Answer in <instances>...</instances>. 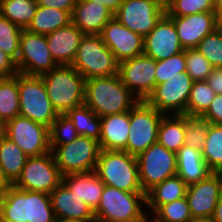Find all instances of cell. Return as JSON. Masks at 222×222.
<instances>
[{
    "label": "cell",
    "instance_id": "cell-2",
    "mask_svg": "<svg viewBox=\"0 0 222 222\" xmlns=\"http://www.w3.org/2000/svg\"><path fill=\"white\" fill-rule=\"evenodd\" d=\"M3 222H55L49 194L23 190L11 185L0 201Z\"/></svg>",
    "mask_w": 222,
    "mask_h": 222
},
{
    "label": "cell",
    "instance_id": "cell-44",
    "mask_svg": "<svg viewBox=\"0 0 222 222\" xmlns=\"http://www.w3.org/2000/svg\"><path fill=\"white\" fill-rule=\"evenodd\" d=\"M203 115L210 124L222 125V94H216L208 110Z\"/></svg>",
    "mask_w": 222,
    "mask_h": 222
},
{
    "label": "cell",
    "instance_id": "cell-12",
    "mask_svg": "<svg viewBox=\"0 0 222 222\" xmlns=\"http://www.w3.org/2000/svg\"><path fill=\"white\" fill-rule=\"evenodd\" d=\"M62 174L52 152L28 157L22 173L13 184L23 190L50 194L61 182Z\"/></svg>",
    "mask_w": 222,
    "mask_h": 222
},
{
    "label": "cell",
    "instance_id": "cell-28",
    "mask_svg": "<svg viewBox=\"0 0 222 222\" xmlns=\"http://www.w3.org/2000/svg\"><path fill=\"white\" fill-rule=\"evenodd\" d=\"M185 114L164 115L158 127L157 142L177 153L185 145Z\"/></svg>",
    "mask_w": 222,
    "mask_h": 222
},
{
    "label": "cell",
    "instance_id": "cell-10",
    "mask_svg": "<svg viewBox=\"0 0 222 222\" xmlns=\"http://www.w3.org/2000/svg\"><path fill=\"white\" fill-rule=\"evenodd\" d=\"M140 183L146 194L155 185L177 174V153L158 142L137 156Z\"/></svg>",
    "mask_w": 222,
    "mask_h": 222
},
{
    "label": "cell",
    "instance_id": "cell-34",
    "mask_svg": "<svg viewBox=\"0 0 222 222\" xmlns=\"http://www.w3.org/2000/svg\"><path fill=\"white\" fill-rule=\"evenodd\" d=\"M211 172L222 173V125L210 124L204 147L201 150Z\"/></svg>",
    "mask_w": 222,
    "mask_h": 222
},
{
    "label": "cell",
    "instance_id": "cell-32",
    "mask_svg": "<svg viewBox=\"0 0 222 222\" xmlns=\"http://www.w3.org/2000/svg\"><path fill=\"white\" fill-rule=\"evenodd\" d=\"M37 8V0H9L0 3V14L21 29H26Z\"/></svg>",
    "mask_w": 222,
    "mask_h": 222
},
{
    "label": "cell",
    "instance_id": "cell-42",
    "mask_svg": "<svg viewBox=\"0 0 222 222\" xmlns=\"http://www.w3.org/2000/svg\"><path fill=\"white\" fill-rule=\"evenodd\" d=\"M214 67L196 48L186 49V72L193 81H205Z\"/></svg>",
    "mask_w": 222,
    "mask_h": 222
},
{
    "label": "cell",
    "instance_id": "cell-43",
    "mask_svg": "<svg viewBox=\"0 0 222 222\" xmlns=\"http://www.w3.org/2000/svg\"><path fill=\"white\" fill-rule=\"evenodd\" d=\"M181 72H186V49L165 60L157 61L155 70L156 85Z\"/></svg>",
    "mask_w": 222,
    "mask_h": 222
},
{
    "label": "cell",
    "instance_id": "cell-46",
    "mask_svg": "<svg viewBox=\"0 0 222 222\" xmlns=\"http://www.w3.org/2000/svg\"><path fill=\"white\" fill-rule=\"evenodd\" d=\"M38 6L68 11L71 15L77 0H37Z\"/></svg>",
    "mask_w": 222,
    "mask_h": 222
},
{
    "label": "cell",
    "instance_id": "cell-47",
    "mask_svg": "<svg viewBox=\"0 0 222 222\" xmlns=\"http://www.w3.org/2000/svg\"><path fill=\"white\" fill-rule=\"evenodd\" d=\"M206 81L216 94H222V68H214Z\"/></svg>",
    "mask_w": 222,
    "mask_h": 222
},
{
    "label": "cell",
    "instance_id": "cell-9",
    "mask_svg": "<svg viewBox=\"0 0 222 222\" xmlns=\"http://www.w3.org/2000/svg\"><path fill=\"white\" fill-rule=\"evenodd\" d=\"M164 115L145 100L138 101L130 110L126 152L137 157L149 146L156 143L158 127Z\"/></svg>",
    "mask_w": 222,
    "mask_h": 222
},
{
    "label": "cell",
    "instance_id": "cell-45",
    "mask_svg": "<svg viewBox=\"0 0 222 222\" xmlns=\"http://www.w3.org/2000/svg\"><path fill=\"white\" fill-rule=\"evenodd\" d=\"M18 73L15 61L0 49V78H8Z\"/></svg>",
    "mask_w": 222,
    "mask_h": 222
},
{
    "label": "cell",
    "instance_id": "cell-48",
    "mask_svg": "<svg viewBox=\"0 0 222 222\" xmlns=\"http://www.w3.org/2000/svg\"><path fill=\"white\" fill-rule=\"evenodd\" d=\"M106 6L113 14L116 13L123 0H86Z\"/></svg>",
    "mask_w": 222,
    "mask_h": 222
},
{
    "label": "cell",
    "instance_id": "cell-55",
    "mask_svg": "<svg viewBox=\"0 0 222 222\" xmlns=\"http://www.w3.org/2000/svg\"><path fill=\"white\" fill-rule=\"evenodd\" d=\"M215 12H222V0H214Z\"/></svg>",
    "mask_w": 222,
    "mask_h": 222
},
{
    "label": "cell",
    "instance_id": "cell-58",
    "mask_svg": "<svg viewBox=\"0 0 222 222\" xmlns=\"http://www.w3.org/2000/svg\"><path fill=\"white\" fill-rule=\"evenodd\" d=\"M6 1H9V0H0V3H1V2H6Z\"/></svg>",
    "mask_w": 222,
    "mask_h": 222
},
{
    "label": "cell",
    "instance_id": "cell-31",
    "mask_svg": "<svg viewBox=\"0 0 222 222\" xmlns=\"http://www.w3.org/2000/svg\"><path fill=\"white\" fill-rule=\"evenodd\" d=\"M65 115L73 122L79 135L99 141L101 137V117L83 104L68 110Z\"/></svg>",
    "mask_w": 222,
    "mask_h": 222
},
{
    "label": "cell",
    "instance_id": "cell-3",
    "mask_svg": "<svg viewBox=\"0 0 222 222\" xmlns=\"http://www.w3.org/2000/svg\"><path fill=\"white\" fill-rule=\"evenodd\" d=\"M40 76L58 114L84 104L86 79L72 65H57Z\"/></svg>",
    "mask_w": 222,
    "mask_h": 222
},
{
    "label": "cell",
    "instance_id": "cell-25",
    "mask_svg": "<svg viewBox=\"0 0 222 222\" xmlns=\"http://www.w3.org/2000/svg\"><path fill=\"white\" fill-rule=\"evenodd\" d=\"M62 182L93 212L97 209L105 185L95 171L64 175Z\"/></svg>",
    "mask_w": 222,
    "mask_h": 222
},
{
    "label": "cell",
    "instance_id": "cell-41",
    "mask_svg": "<svg viewBox=\"0 0 222 222\" xmlns=\"http://www.w3.org/2000/svg\"><path fill=\"white\" fill-rule=\"evenodd\" d=\"M196 49L214 68H222V33L218 29L206 35Z\"/></svg>",
    "mask_w": 222,
    "mask_h": 222
},
{
    "label": "cell",
    "instance_id": "cell-4",
    "mask_svg": "<svg viewBox=\"0 0 222 222\" xmlns=\"http://www.w3.org/2000/svg\"><path fill=\"white\" fill-rule=\"evenodd\" d=\"M146 194L127 192L105 185L94 211L97 222H143L147 217Z\"/></svg>",
    "mask_w": 222,
    "mask_h": 222
},
{
    "label": "cell",
    "instance_id": "cell-30",
    "mask_svg": "<svg viewBox=\"0 0 222 222\" xmlns=\"http://www.w3.org/2000/svg\"><path fill=\"white\" fill-rule=\"evenodd\" d=\"M27 158L22 149L9 138L4 137L0 140V164L12 184L20 177Z\"/></svg>",
    "mask_w": 222,
    "mask_h": 222
},
{
    "label": "cell",
    "instance_id": "cell-14",
    "mask_svg": "<svg viewBox=\"0 0 222 222\" xmlns=\"http://www.w3.org/2000/svg\"><path fill=\"white\" fill-rule=\"evenodd\" d=\"M165 14V5L158 0H123L114 17L143 38Z\"/></svg>",
    "mask_w": 222,
    "mask_h": 222
},
{
    "label": "cell",
    "instance_id": "cell-13",
    "mask_svg": "<svg viewBox=\"0 0 222 222\" xmlns=\"http://www.w3.org/2000/svg\"><path fill=\"white\" fill-rule=\"evenodd\" d=\"M16 63L18 73L40 76L57 66L48 48L46 36L22 29Z\"/></svg>",
    "mask_w": 222,
    "mask_h": 222
},
{
    "label": "cell",
    "instance_id": "cell-22",
    "mask_svg": "<svg viewBox=\"0 0 222 222\" xmlns=\"http://www.w3.org/2000/svg\"><path fill=\"white\" fill-rule=\"evenodd\" d=\"M114 14L97 2L77 0L71 15L72 23L85 35H100Z\"/></svg>",
    "mask_w": 222,
    "mask_h": 222
},
{
    "label": "cell",
    "instance_id": "cell-40",
    "mask_svg": "<svg viewBox=\"0 0 222 222\" xmlns=\"http://www.w3.org/2000/svg\"><path fill=\"white\" fill-rule=\"evenodd\" d=\"M78 136L73 122L65 114H59L49 128V146L71 143Z\"/></svg>",
    "mask_w": 222,
    "mask_h": 222
},
{
    "label": "cell",
    "instance_id": "cell-27",
    "mask_svg": "<svg viewBox=\"0 0 222 222\" xmlns=\"http://www.w3.org/2000/svg\"><path fill=\"white\" fill-rule=\"evenodd\" d=\"M188 185L176 174L155 185L146 193V207L151 216L161 205L186 196ZM150 212V213H149Z\"/></svg>",
    "mask_w": 222,
    "mask_h": 222
},
{
    "label": "cell",
    "instance_id": "cell-7",
    "mask_svg": "<svg viewBox=\"0 0 222 222\" xmlns=\"http://www.w3.org/2000/svg\"><path fill=\"white\" fill-rule=\"evenodd\" d=\"M19 116L29 118L50 128L58 117L41 76L18 73Z\"/></svg>",
    "mask_w": 222,
    "mask_h": 222
},
{
    "label": "cell",
    "instance_id": "cell-24",
    "mask_svg": "<svg viewBox=\"0 0 222 222\" xmlns=\"http://www.w3.org/2000/svg\"><path fill=\"white\" fill-rule=\"evenodd\" d=\"M130 128V111L101 117L102 150L126 151Z\"/></svg>",
    "mask_w": 222,
    "mask_h": 222
},
{
    "label": "cell",
    "instance_id": "cell-56",
    "mask_svg": "<svg viewBox=\"0 0 222 222\" xmlns=\"http://www.w3.org/2000/svg\"><path fill=\"white\" fill-rule=\"evenodd\" d=\"M143 222H156V221L152 217L148 216Z\"/></svg>",
    "mask_w": 222,
    "mask_h": 222
},
{
    "label": "cell",
    "instance_id": "cell-26",
    "mask_svg": "<svg viewBox=\"0 0 222 222\" xmlns=\"http://www.w3.org/2000/svg\"><path fill=\"white\" fill-rule=\"evenodd\" d=\"M210 173L200 150L183 145L177 152V175L187 184L205 179Z\"/></svg>",
    "mask_w": 222,
    "mask_h": 222
},
{
    "label": "cell",
    "instance_id": "cell-57",
    "mask_svg": "<svg viewBox=\"0 0 222 222\" xmlns=\"http://www.w3.org/2000/svg\"><path fill=\"white\" fill-rule=\"evenodd\" d=\"M160 1L163 5H166V3L168 2V0H158Z\"/></svg>",
    "mask_w": 222,
    "mask_h": 222
},
{
    "label": "cell",
    "instance_id": "cell-1",
    "mask_svg": "<svg viewBox=\"0 0 222 222\" xmlns=\"http://www.w3.org/2000/svg\"><path fill=\"white\" fill-rule=\"evenodd\" d=\"M138 101L118 74L85 81L84 104L99 117L128 112Z\"/></svg>",
    "mask_w": 222,
    "mask_h": 222
},
{
    "label": "cell",
    "instance_id": "cell-23",
    "mask_svg": "<svg viewBox=\"0 0 222 222\" xmlns=\"http://www.w3.org/2000/svg\"><path fill=\"white\" fill-rule=\"evenodd\" d=\"M56 218L95 220L94 212L80 197L61 182L50 194Z\"/></svg>",
    "mask_w": 222,
    "mask_h": 222
},
{
    "label": "cell",
    "instance_id": "cell-51",
    "mask_svg": "<svg viewBox=\"0 0 222 222\" xmlns=\"http://www.w3.org/2000/svg\"><path fill=\"white\" fill-rule=\"evenodd\" d=\"M55 222H97V221L96 220H79V219L56 218Z\"/></svg>",
    "mask_w": 222,
    "mask_h": 222
},
{
    "label": "cell",
    "instance_id": "cell-8",
    "mask_svg": "<svg viewBox=\"0 0 222 222\" xmlns=\"http://www.w3.org/2000/svg\"><path fill=\"white\" fill-rule=\"evenodd\" d=\"M62 176L95 171L101 151L99 141L79 135L71 143L50 146Z\"/></svg>",
    "mask_w": 222,
    "mask_h": 222
},
{
    "label": "cell",
    "instance_id": "cell-15",
    "mask_svg": "<svg viewBox=\"0 0 222 222\" xmlns=\"http://www.w3.org/2000/svg\"><path fill=\"white\" fill-rule=\"evenodd\" d=\"M156 67V60L141 54L119 62L118 75L139 101L146 100L156 86Z\"/></svg>",
    "mask_w": 222,
    "mask_h": 222
},
{
    "label": "cell",
    "instance_id": "cell-36",
    "mask_svg": "<svg viewBox=\"0 0 222 222\" xmlns=\"http://www.w3.org/2000/svg\"><path fill=\"white\" fill-rule=\"evenodd\" d=\"M216 93L207 81H194L187 102L186 113L203 115L215 98Z\"/></svg>",
    "mask_w": 222,
    "mask_h": 222
},
{
    "label": "cell",
    "instance_id": "cell-19",
    "mask_svg": "<svg viewBox=\"0 0 222 222\" xmlns=\"http://www.w3.org/2000/svg\"><path fill=\"white\" fill-rule=\"evenodd\" d=\"M100 36L118 62L144 54V38L115 17L105 25Z\"/></svg>",
    "mask_w": 222,
    "mask_h": 222
},
{
    "label": "cell",
    "instance_id": "cell-38",
    "mask_svg": "<svg viewBox=\"0 0 222 222\" xmlns=\"http://www.w3.org/2000/svg\"><path fill=\"white\" fill-rule=\"evenodd\" d=\"M152 217L156 222H189L192 216L185 197L161 205Z\"/></svg>",
    "mask_w": 222,
    "mask_h": 222
},
{
    "label": "cell",
    "instance_id": "cell-11",
    "mask_svg": "<svg viewBox=\"0 0 222 222\" xmlns=\"http://www.w3.org/2000/svg\"><path fill=\"white\" fill-rule=\"evenodd\" d=\"M193 82L187 72L177 73L157 84L145 101L165 115L184 114Z\"/></svg>",
    "mask_w": 222,
    "mask_h": 222
},
{
    "label": "cell",
    "instance_id": "cell-54",
    "mask_svg": "<svg viewBox=\"0 0 222 222\" xmlns=\"http://www.w3.org/2000/svg\"><path fill=\"white\" fill-rule=\"evenodd\" d=\"M217 14V29L222 33V12H216Z\"/></svg>",
    "mask_w": 222,
    "mask_h": 222
},
{
    "label": "cell",
    "instance_id": "cell-37",
    "mask_svg": "<svg viewBox=\"0 0 222 222\" xmlns=\"http://www.w3.org/2000/svg\"><path fill=\"white\" fill-rule=\"evenodd\" d=\"M203 12H215L214 0H168L165 5L168 16L184 17Z\"/></svg>",
    "mask_w": 222,
    "mask_h": 222
},
{
    "label": "cell",
    "instance_id": "cell-33",
    "mask_svg": "<svg viewBox=\"0 0 222 222\" xmlns=\"http://www.w3.org/2000/svg\"><path fill=\"white\" fill-rule=\"evenodd\" d=\"M18 73L8 78H0V119L6 123L19 116Z\"/></svg>",
    "mask_w": 222,
    "mask_h": 222
},
{
    "label": "cell",
    "instance_id": "cell-21",
    "mask_svg": "<svg viewBox=\"0 0 222 222\" xmlns=\"http://www.w3.org/2000/svg\"><path fill=\"white\" fill-rule=\"evenodd\" d=\"M84 33L72 22L45 35L52 58L57 65H71Z\"/></svg>",
    "mask_w": 222,
    "mask_h": 222
},
{
    "label": "cell",
    "instance_id": "cell-35",
    "mask_svg": "<svg viewBox=\"0 0 222 222\" xmlns=\"http://www.w3.org/2000/svg\"><path fill=\"white\" fill-rule=\"evenodd\" d=\"M185 114V145L202 150L209 129V121L201 114Z\"/></svg>",
    "mask_w": 222,
    "mask_h": 222
},
{
    "label": "cell",
    "instance_id": "cell-5",
    "mask_svg": "<svg viewBox=\"0 0 222 222\" xmlns=\"http://www.w3.org/2000/svg\"><path fill=\"white\" fill-rule=\"evenodd\" d=\"M95 172L104 185L127 192H143L137 157L126 151H100Z\"/></svg>",
    "mask_w": 222,
    "mask_h": 222
},
{
    "label": "cell",
    "instance_id": "cell-6",
    "mask_svg": "<svg viewBox=\"0 0 222 222\" xmlns=\"http://www.w3.org/2000/svg\"><path fill=\"white\" fill-rule=\"evenodd\" d=\"M85 79L118 74L119 62L100 35H84L71 64Z\"/></svg>",
    "mask_w": 222,
    "mask_h": 222
},
{
    "label": "cell",
    "instance_id": "cell-53",
    "mask_svg": "<svg viewBox=\"0 0 222 222\" xmlns=\"http://www.w3.org/2000/svg\"><path fill=\"white\" fill-rule=\"evenodd\" d=\"M189 222H214L212 217H200V218H192Z\"/></svg>",
    "mask_w": 222,
    "mask_h": 222
},
{
    "label": "cell",
    "instance_id": "cell-39",
    "mask_svg": "<svg viewBox=\"0 0 222 222\" xmlns=\"http://www.w3.org/2000/svg\"><path fill=\"white\" fill-rule=\"evenodd\" d=\"M22 29L0 14V49L15 62L18 58Z\"/></svg>",
    "mask_w": 222,
    "mask_h": 222
},
{
    "label": "cell",
    "instance_id": "cell-50",
    "mask_svg": "<svg viewBox=\"0 0 222 222\" xmlns=\"http://www.w3.org/2000/svg\"><path fill=\"white\" fill-rule=\"evenodd\" d=\"M214 222H222V196L217 201V204L215 206V210L213 212V215L211 216Z\"/></svg>",
    "mask_w": 222,
    "mask_h": 222
},
{
    "label": "cell",
    "instance_id": "cell-29",
    "mask_svg": "<svg viewBox=\"0 0 222 222\" xmlns=\"http://www.w3.org/2000/svg\"><path fill=\"white\" fill-rule=\"evenodd\" d=\"M72 22L71 14L57 8L38 6L36 14L26 29L47 35Z\"/></svg>",
    "mask_w": 222,
    "mask_h": 222
},
{
    "label": "cell",
    "instance_id": "cell-49",
    "mask_svg": "<svg viewBox=\"0 0 222 222\" xmlns=\"http://www.w3.org/2000/svg\"><path fill=\"white\" fill-rule=\"evenodd\" d=\"M11 185H13L4 173L3 167L0 164V193L3 194Z\"/></svg>",
    "mask_w": 222,
    "mask_h": 222
},
{
    "label": "cell",
    "instance_id": "cell-52",
    "mask_svg": "<svg viewBox=\"0 0 222 222\" xmlns=\"http://www.w3.org/2000/svg\"><path fill=\"white\" fill-rule=\"evenodd\" d=\"M6 137V122L0 119V140Z\"/></svg>",
    "mask_w": 222,
    "mask_h": 222
},
{
    "label": "cell",
    "instance_id": "cell-18",
    "mask_svg": "<svg viewBox=\"0 0 222 222\" xmlns=\"http://www.w3.org/2000/svg\"><path fill=\"white\" fill-rule=\"evenodd\" d=\"M143 44L144 54L156 61L165 60L184 51L174 22L166 13L144 37Z\"/></svg>",
    "mask_w": 222,
    "mask_h": 222
},
{
    "label": "cell",
    "instance_id": "cell-16",
    "mask_svg": "<svg viewBox=\"0 0 222 222\" xmlns=\"http://www.w3.org/2000/svg\"><path fill=\"white\" fill-rule=\"evenodd\" d=\"M6 137L17 144L28 157L51 152L49 128L29 118L16 116L8 121Z\"/></svg>",
    "mask_w": 222,
    "mask_h": 222
},
{
    "label": "cell",
    "instance_id": "cell-17",
    "mask_svg": "<svg viewBox=\"0 0 222 222\" xmlns=\"http://www.w3.org/2000/svg\"><path fill=\"white\" fill-rule=\"evenodd\" d=\"M222 196V173H210L205 179L188 185L186 200L192 218L211 217Z\"/></svg>",
    "mask_w": 222,
    "mask_h": 222
},
{
    "label": "cell",
    "instance_id": "cell-20",
    "mask_svg": "<svg viewBox=\"0 0 222 222\" xmlns=\"http://www.w3.org/2000/svg\"><path fill=\"white\" fill-rule=\"evenodd\" d=\"M176 27L179 41L185 49L196 48L199 42L217 29L216 12H203L184 17L169 16Z\"/></svg>",
    "mask_w": 222,
    "mask_h": 222
}]
</instances>
